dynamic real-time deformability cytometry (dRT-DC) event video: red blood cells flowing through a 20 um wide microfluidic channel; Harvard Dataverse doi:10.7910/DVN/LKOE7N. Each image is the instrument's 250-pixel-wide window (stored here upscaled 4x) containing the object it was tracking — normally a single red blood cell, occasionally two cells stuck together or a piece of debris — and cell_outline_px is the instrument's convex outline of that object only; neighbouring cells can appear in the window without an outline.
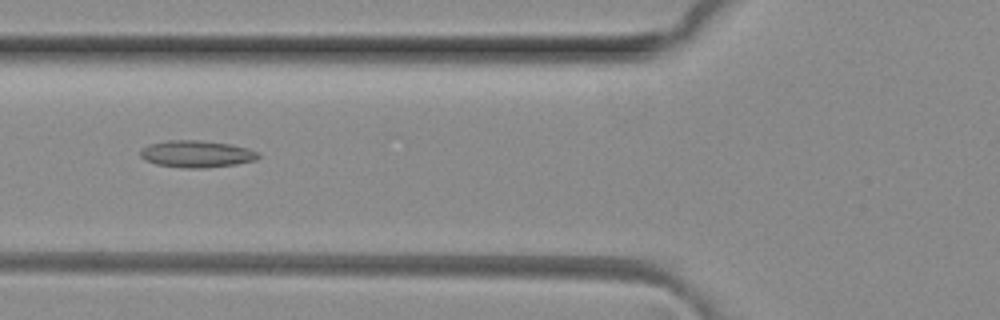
{"species": "common noctule bat (a hibernating species)", "species_latin": "Nyctalus noctula", "temperature_condition": "room temperature", "stored_images_in_passage": 3, "camera_frame_rate_fps": 3000, "um_per_image_px": 0.085, "animal": {"sex": "female", "body_mass_g": 29.2, "forearm_length_mm": 56.3}, "frame": {"image": 1, "passage_image": 3, "time_ms": 0.667, "image_size_px": [1000, 320], "cell_outline_px": [[260, 156], [256, 160], [236, 164], [204, 168], [184, 168], [156, 164], [144, 160], [140, 156], [140, 152], [148, 144], [168, 140], [200, 140], [232, 144], [248, 148], [260, 152]], "centroid_in_image_um": [16.73, 13.08], "position_along_channel_um": 109.1, "area_um2": 18.67}}